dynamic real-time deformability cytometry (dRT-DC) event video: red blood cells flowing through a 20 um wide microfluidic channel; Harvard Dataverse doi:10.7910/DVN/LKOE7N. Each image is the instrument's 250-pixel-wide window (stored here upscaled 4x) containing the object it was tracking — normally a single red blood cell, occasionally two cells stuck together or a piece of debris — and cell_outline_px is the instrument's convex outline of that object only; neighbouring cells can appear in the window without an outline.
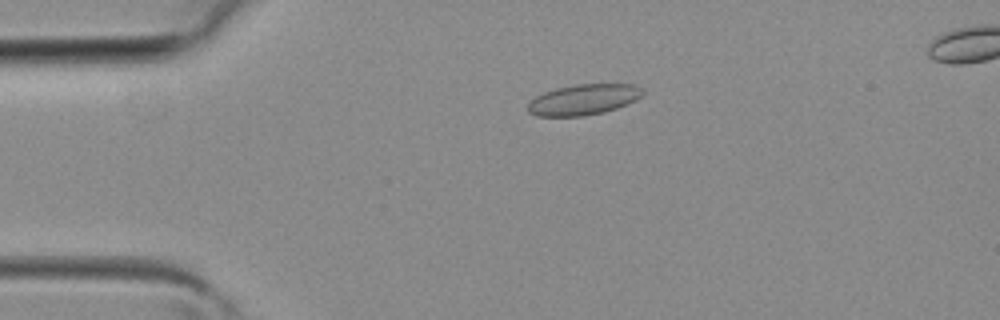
{"species": "common noctule bat (a hibernating species)", "species_latin": "Nyctalus noctula", "temperature_condition": "room temperature", "stored_images_in_passage": 34, "camera_frame_rate_fps": 3000, "um_per_image_px": 0.085, "animal": {"sex": "female", "body_mass_g": 19.3, "forearm_length_mm": 54.1}, "frame": {"image": 1, "passage_image": 3, "time_ms": 0.667, "image_size_px": [1000, 320], "cell_outline_px": [[644, 92], [636, 100], [616, 108], [604, 112], [584, 116], [536, 116], [528, 112], [528, 104], [536, 96], [544, 92], [556, 88], [576, 84], [632, 84], [640, 88]], "centroid_in_image_um": [49.57, 8.47], "position_along_channel_um": 35.4, "area_um2": 20.4}}
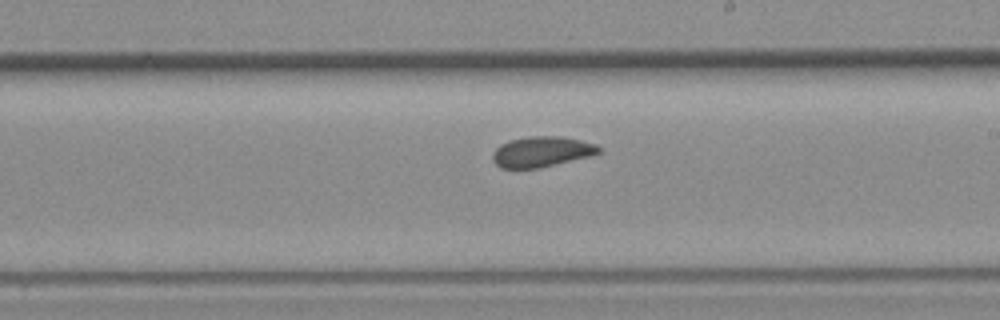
{"frame": {"image": 2, "passage_image": 17, "time_ms": 5.333, "image_size_px": [1000, 320], "cell_outline_px": [[600, 152], [588, 156], [540, 168], [500, 168], [492, 160], [492, 156], [496, 148], [500, 144], [512, 140], [528, 136], [560, 136], [580, 140], [596, 144], [600, 148]], "centroid_in_image_um": [46.01, 12.89], "position_along_channel_um": 243.0, "area_um2": 18.67}}
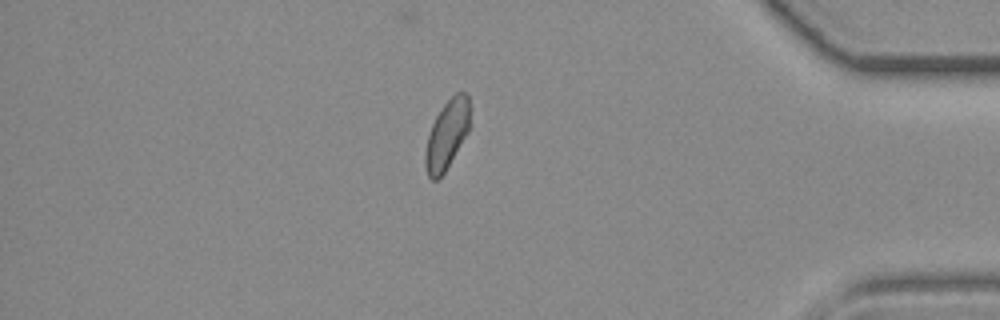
{"frame": {"image": 3, "passage_image": 28, "time_ms": 9.0, "image_size_px": [1000, 320], "cell_outline_px": [[468, 132], [444, 172], [436, 180], [432, 180], [428, 176], [424, 164], [424, 156], [428, 136], [432, 124], [436, 116], [444, 104], [456, 92], [468, 92]], "centroid_in_image_um": [37.96, 11.45], "position_along_channel_um": 397.2, "area_um2": 17.51}}